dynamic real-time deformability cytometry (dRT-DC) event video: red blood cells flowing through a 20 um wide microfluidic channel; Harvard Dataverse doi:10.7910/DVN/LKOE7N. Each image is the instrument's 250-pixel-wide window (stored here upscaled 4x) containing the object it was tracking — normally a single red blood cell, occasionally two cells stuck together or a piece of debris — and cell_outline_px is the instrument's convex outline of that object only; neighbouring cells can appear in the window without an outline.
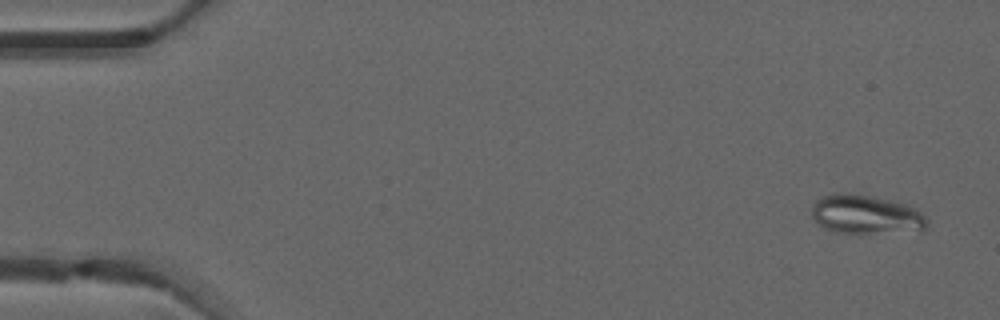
{"species": "common noctule bat (a hibernating species)", "species_latin": "Nyctalus noctula", "temperature_condition": "warm", "stored_images_in_passage": 6, "camera_frame_rate_fps": 3000, "um_per_image_px": 0.085, "animal": {"sex": "male", "forearm_length_mm": 52.5}, "frame": {"image": 1, "passage_image": 1, "time_ms": 0.0, "image_size_px": [1000, 320], "cell_outline_px": [[928, 228], [924, 232], [836, 232], [824, 228], [812, 216], [812, 204], [820, 196], [832, 192], [848, 192], [872, 196], [908, 204], [916, 208], [928, 220]], "centroid_in_image_um": [73.64, 18.21], "position_along_channel_um": 11.4, "area_um2": 26.65}}